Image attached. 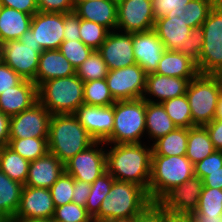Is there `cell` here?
I'll return each mask as SVG.
<instances>
[{
	"label": "cell",
	"mask_w": 222,
	"mask_h": 222,
	"mask_svg": "<svg viewBox=\"0 0 222 222\" xmlns=\"http://www.w3.org/2000/svg\"><path fill=\"white\" fill-rule=\"evenodd\" d=\"M113 145V146H112ZM107 171L115 180L132 182L148 194L152 146L145 143L106 144Z\"/></svg>",
	"instance_id": "obj_1"
},
{
	"label": "cell",
	"mask_w": 222,
	"mask_h": 222,
	"mask_svg": "<svg viewBox=\"0 0 222 222\" xmlns=\"http://www.w3.org/2000/svg\"><path fill=\"white\" fill-rule=\"evenodd\" d=\"M95 140L74 114H55L49 123L48 149L63 164L87 149Z\"/></svg>",
	"instance_id": "obj_2"
},
{
	"label": "cell",
	"mask_w": 222,
	"mask_h": 222,
	"mask_svg": "<svg viewBox=\"0 0 222 222\" xmlns=\"http://www.w3.org/2000/svg\"><path fill=\"white\" fill-rule=\"evenodd\" d=\"M150 203L148 194L142 187L132 182L114 180L93 220L102 222L106 219L137 216Z\"/></svg>",
	"instance_id": "obj_3"
},
{
	"label": "cell",
	"mask_w": 222,
	"mask_h": 222,
	"mask_svg": "<svg viewBox=\"0 0 222 222\" xmlns=\"http://www.w3.org/2000/svg\"><path fill=\"white\" fill-rule=\"evenodd\" d=\"M38 101L55 114H74L84 104V82L76 75L54 78L38 87Z\"/></svg>",
	"instance_id": "obj_4"
},
{
	"label": "cell",
	"mask_w": 222,
	"mask_h": 222,
	"mask_svg": "<svg viewBox=\"0 0 222 222\" xmlns=\"http://www.w3.org/2000/svg\"><path fill=\"white\" fill-rule=\"evenodd\" d=\"M195 175L194 164L185 156H151L148 197L156 202L170 188L183 184Z\"/></svg>",
	"instance_id": "obj_5"
},
{
	"label": "cell",
	"mask_w": 222,
	"mask_h": 222,
	"mask_svg": "<svg viewBox=\"0 0 222 222\" xmlns=\"http://www.w3.org/2000/svg\"><path fill=\"white\" fill-rule=\"evenodd\" d=\"M146 135L145 100H118L114 103V126L105 144L142 143Z\"/></svg>",
	"instance_id": "obj_6"
},
{
	"label": "cell",
	"mask_w": 222,
	"mask_h": 222,
	"mask_svg": "<svg viewBox=\"0 0 222 222\" xmlns=\"http://www.w3.org/2000/svg\"><path fill=\"white\" fill-rule=\"evenodd\" d=\"M221 92L222 77L220 75L199 73L189 82L186 96L192 121L196 126H204L215 118Z\"/></svg>",
	"instance_id": "obj_7"
},
{
	"label": "cell",
	"mask_w": 222,
	"mask_h": 222,
	"mask_svg": "<svg viewBox=\"0 0 222 222\" xmlns=\"http://www.w3.org/2000/svg\"><path fill=\"white\" fill-rule=\"evenodd\" d=\"M204 45L196 62L200 74L219 75L222 72V1L210 10L202 24Z\"/></svg>",
	"instance_id": "obj_8"
},
{
	"label": "cell",
	"mask_w": 222,
	"mask_h": 222,
	"mask_svg": "<svg viewBox=\"0 0 222 222\" xmlns=\"http://www.w3.org/2000/svg\"><path fill=\"white\" fill-rule=\"evenodd\" d=\"M44 50L36 44L31 29L19 40H10L4 44V63L23 79L34 81L38 69L40 54Z\"/></svg>",
	"instance_id": "obj_9"
},
{
	"label": "cell",
	"mask_w": 222,
	"mask_h": 222,
	"mask_svg": "<svg viewBox=\"0 0 222 222\" xmlns=\"http://www.w3.org/2000/svg\"><path fill=\"white\" fill-rule=\"evenodd\" d=\"M106 147L103 141H95L64 164L65 172L71 175L74 180L91 185L107 171Z\"/></svg>",
	"instance_id": "obj_10"
},
{
	"label": "cell",
	"mask_w": 222,
	"mask_h": 222,
	"mask_svg": "<svg viewBox=\"0 0 222 222\" xmlns=\"http://www.w3.org/2000/svg\"><path fill=\"white\" fill-rule=\"evenodd\" d=\"M50 112L39 102L10 117L9 139L48 138Z\"/></svg>",
	"instance_id": "obj_11"
},
{
	"label": "cell",
	"mask_w": 222,
	"mask_h": 222,
	"mask_svg": "<svg viewBox=\"0 0 222 222\" xmlns=\"http://www.w3.org/2000/svg\"><path fill=\"white\" fill-rule=\"evenodd\" d=\"M146 78L147 73L138 64H134L109 70L105 79L113 98L118 101L143 98Z\"/></svg>",
	"instance_id": "obj_12"
},
{
	"label": "cell",
	"mask_w": 222,
	"mask_h": 222,
	"mask_svg": "<svg viewBox=\"0 0 222 222\" xmlns=\"http://www.w3.org/2000/svg\"><path fill=\"white\" fill-rule=\"evenodd\" d=\"M203 187V179L194 175L183 184L170 188L156 203L167 212L193 214Z\"/></svg>",
	"instance_id": "obj_13"
},
{
	"label": "cell",
	"mask_w": 222,
	"mask_h": 222,
	"mask_svg": "<svg viewBox=\"0 0 222 222\" xmlns=\"http://www.w3.org/2000/svg\"><path fill=\"white\" fill-rule=\"evenodd\" d=\"M154 25L151 0H124L117 5V31L144 32L154 29Z\"/></svg>",
	"instance_id": "obj_14"
},
{
	"label": "cell",
	"mask_w": 222,
	"mask_h": 222,
	"mask_svg": "<svg viewBox=\"0 0 222 222\" xmlns=\"http://www.w3.org/2000/svg\"><path fill=\"white\" fill-rule=\"evenodd\" d=\"M98 52L109 70H115L136 64L132 33L110 31Z\"/></svg>",
	"instance_id": "obj_15"
},
{
	"label": "cell",
	"mask_w": 222,
	"mask_h": 222,
	"mask_svg": "<svg viewBox=\"0 0 222 222\" xmlns=\"http://www.w3.org/2000/svg\"><path fill=\"white\" fill-rule=\"evenodd\" d=\"M95 141H105L113 131L114 104L105 107L82 104L74 113Z\"/></svg>",
	"instance_id": "obj_16"
},
{
	"label": "cell",
	"mask_w": 222,
	"mask_h": 222,
	"mask_svg": "<svg viewBox=\"0 0 222 222\" xmlns=\"http://www.w3.org/2000/svg\"><path fill=\"white\" fill-rule=\"evenodd\" d=\"M64 14L38 11L33 15L30 29L36 44L43 50L59 49L64 39Z\"/></svg>",
	"instance_id": "obj_17"
},
{
	"label": "cell",
	"mask_w": 222,
	"mask_h": 222,
	"mask_svg": "<svg viewBox=\"0 0 222 222\" xmlns=\"http://www.w3.org/2000/svg\"><path fill=\"white\" fill-rule=\"evenodd\" d=\"M55 206L49 189L24 186L13 219H52Z\"/></svg>",
	"instance_id": "obj_18"
},
{
	"label": "cell",
	"mask_w": 222,
	"mask_h": 222,
	"mask_svg": "<svg viewBox=\"0 0 222 222\" xmlns=\"http://www.w3.org/2000/svg\"><path fill=\"white\" fill-rule=\"evenodd\" d=\"M132 43L136 64L147 74L155 73L166 50L155 30L132 33Z\"/></svg>",
	"instance_id": "obj_19"
},
{
	"label": "cell",
	"mask_w": 222,
	"mask_h": 222,
	"mask_svg": "<svg viewBox=\"0 0 222 222\" xmlns=\"http://www.w3.org/2000/svg\"><path fill=\"white\" fill-rule=\"evenodd\" d=\"M183 12L182 9L169 12L155 20L154 30L166 50H178L181 45H186L192 28L188 26Z\"/></svg>",
	"instance_id": "obj_20"
},
{
	"label": "cell",
	"mask_w": 222,
	"mask_h": 222,
	"mask_svg": "<svg viewBox=\"0 0 222 222\" xmlns=\"http://www.w3.org/2000/svg\"><path fill=\"white\" fill-rule=\"evenodd\" d=\"M192 79L168 77L157 73L147 74L143 99L151 103H162L168 99L182 96L186 94L187 87ZM151 97L153 98L151 99Z\"/></svg>",
	"instance_id": "obj_21"
},
{
	"label": "cell",
	"mask_w": 222,
	"mask_h": 222,
	"mask_svg": "<svg viewBox=\"0 0 222 222\" xmlns=\"http://www.w3.org/2000/svg\"><path fill=\"white\" fill-rule=\"evenodd\" d=\"M37 101V85L31 80L24 79L19 85L0 94V111L11 117L27 110Z\"/></svg>",
	"instance_id": "obj_22"
},
{
	"label": "cell",
	"mask_w": 222,
	"mask_h": 222,
	"mask_svg": "<svg viewBox=\"0 0 222 222\" xmlns=\"http://www.w3.org/2000/svg\"><path fill=\"white\" fill-rule=\"evenodd\" d=\"M65 171L64 164L53 154L30 161L24 186L49 189Z\"/></svg>",
	"instance_id": "obj_23"
},
{
	"label": "cell",
	"mask_w": 222,
	"mask_h": 222,
	"mask_svg": "<svg viewBox=\"0 0 222 222\" xmlns=\"http://www.w3.org/2000/svg\"><path fill=\"white\" fill-rule=\"evenodd\" d=\"M76 74V70L68 59L58 50H44L40 54L35 80L37 87L43 82Z\"/></svg>",
	"instance_id": "obj_24"
},
{
	"label": "cell",
	"mask_w": 222,
	"mask_h": 222,
	"mask_svg": "<svg viewBox=\"0 0 222 222\" xmlns=\"http://www.w3.org/2000/svg\"><path fill=\"white\" fill-rule=\"evenodd\" d=\"M74 12L80 19L93 21L104 26L109 31L117 27V4L110 0H93L74 2Z\"/></svg>",
	"instance_id": "obj_25"
},
{
	"label": "cell",
	"mask_w": 222,
	"mask_h": 222,
	"mask_svg": "<svg viewBox=\"0 0 222 222\" xmlns=\"http://www.w3.org/2000/svg\"><path fill=\"white\" fill-rule=\"evenodd\" d=\"M155 73L168 77L194 78L199 71L196 61L191 57L177 50H165Z\"/></svg>",
	"instance_id": "obj_26"
},
{
	"label": "cell",
	"mask_w": 222,
	"mask_h": 222,
	"mask_svg": "<svg viewBox=\"0 0 222 222\" xmlns=\"http://www.w3.org/2000/svg\"><path fill=\"white\" fill-rule=\"evenodd\" d=\"M33 16L17 9L1 6L0 39L5 43L19 38L30 29Z\"/></svg>",
	"instance_id": "obj_27"
},
{
	"label": "cell",
	"mask_w": 222,
	"mask_h": 222,
	"mask_svg": "<svg viewBox=\"0 0 222 222\" xmlns=\"http://www.w3.org/2000/svg\"><path fill=\"white\" fill-rule=\"evenodd\" d=\"M24 185L0 170V222H11L19 207Z\"/></svg>",
	"instance_id": "obj_28"
},
{
	"label": "cell",
	"mask_w": 222,
	"mask_h": 222,
	"mask_svg": "<svg viewBox=\"0 0 222 222\" xmlns=\"http://www.w3.org/2000/svg\"><path fill=\"white\" fill-rule=\"evenodd\" d=\"M145 124L146 138L156 141L157 139L174 131L177 126L166 113L161 103H151L145 100Z\"/></svg>",
	"instance_id": "obj_29"
},
{
	"label": "cell",
	"mask_w": 222,
	"mask_h": 222,
	"mask_svg": "<svg viewBox=\"0 0 222 222\" xmlns=\"http://www.w3.org/2000/svg\"><path fill=\"white\" fill-rule=\"evenodd\" d=\"M193 215L201 222H221L222 189L203 187L198 206Z\"/></svg>",
	"instance_id": "obj_30"
},
{
	"label": "cell",
	"mask_w": 222,
	"mask_h": 222,
	"mask_svg": "<svg viewBox=\"0 0 222 222\" xmlns=\"http://www.w3.org/2000/svg\"><path fill=\"white\" fill-rule=\"evenodd\" d=\"M188 128L177 127L174 131L153 141L152 155L181 156L186 155Z\"/></svg>",
	"instance_id": "obj_31"
},
{
	"label": "cell",
	"mask_w": 222,
	"mask_h": 222,
	"mask_svg": "<svg viewBox=\"0 0 222 222\" xmlns=\"http://www.w3.org/2000/svg\"><path fill=\"white\" fill-rule=\"evenodd\" d=\"M215 151L209 133L204 126L188 129L186 157L195 165Z\"/></svg>",
	"instance_id": "obj_32"
},
{
	"label": "cell",
	"mask_w": 222,
	"mask_h": 222,
	"mask_svg": "<svg viewBox=\"0 0 222 222\" xmlns=\"http://www.w3.org/2000/svg\"><path fill=\"white\" fill-rule=\"evenodd\" d=\"M30 161L17 154L8 145L0 148V170L10 179L25 185Z\"/></svg>",
	"instance_id": "obj_33"
},
{
	"label": "cell",
	"mask_w": 222,
	"mask_h": 222,
	"mask_svg": "<svg viewBox=\"0 0 222 222\" xmlns=\"http://www.w3.org/2000/svg\"><path fill=\"white\" fill-rule=\"evenodd\" d=\"M161 104L177 127L189 129L196 126L192 121L191 109L186 94L168 99Z\"/></svg>",
	"instance_id": "obj_34"
},
{
	"label": "cell",
	"mask_w": 222,
	"mask_h": 222,
	"mask_svg": "<svg viewBox=\"0 0 222 222\" xmlns=\"http://www.w3.org/2000/svg\"><path fill=\"white\" fill-rule=\"evenodd\" d=\"M8 146L28 161L45 156L48 152V138L9 139Z\"/></svg>",
	"instance_id": "obj_35"
},
{
	"label": "cell",
	"mask_w": 222,
	"mask_h": 222,
	"mask_svg": "<svg viewBox=\"0 0 222 222\" xmlns=\"http://www.w3.org/2000/svg\"><path fill=\"white\" fill-rule=\"evenodd\" d=\"M114 180V177L106 171L91 184L85 208L92 219L99 213L101 202L110 192Z\"/></svg>",
	"instance_id": "obj_36"
},
{
	"label": "cell",
	"mask_w": 222,
	"mask_h": 222,
	"mask_svg": "<svg viewBox=\"0 0 222 222\" xmlns=\"http://www.w3.org/2000/svg\"><path fill=\"white\" fill-rule=\"evenodd\" d=\"M115 102L106 79H96L84 83V104L105 107L113 105Z\"/></svg>",
	"instance_id": "obj_37"
},
{
	"label": "cell",
	"mask_w": 222,
	"mask_h": 222,
	"mask_svg": "<svg viewBox=\"0 0 222 222\" xmlns=\"http://www.w3.org/2000/svg\"><path fill=\"white\" fill-rule=\"evenodd\" d=\"M108 67L98 50H94L90 56L76 69V75L85 83L96 79H105Z\"/></svg>",
	"instance_id": "obj_38"
},
{
	"label": "cell",
	"mask_w": 222,
	"mask_h": 222,
	"mask_svg": "<svg viewBox=\"0 0 222 222\" xmlns=\"http://www.w3.org/2000/svg\"><path fill=\"white\" fill-rule=\"evenodd\" d=\"M109 30L98 23L80 19V40L93 50H98L109 34Z\"/></svg>",
	"instance_id": "obj_39"
},
{
	"label": "cell",
	"mask_w": 222,
	"mask_h": 222,
	"mask_svg": "<svg viewBox=\"0 0 222 222\" xmlns=\"http://www.w3.org/2000/svg\"><path fill=\"white\" fill-rule=\"evenodd\" d=\"M219 0H191L185 6L184 16L187 18L188 26L192 29L202 26L210 10Z\"/></svg>",
	"instance_id": "obj_40"
},
{
	"label": "cell",
	"mask_w": 222,
	"mask_h": 222,
	"mask_svg": "<svg viewBox=\"0 0 222 222\" xmlns=\"http://www.w3.org/2000/svg\"><path fill=\"white\" fill-rule=\"evenodd\" d=\"M58 50L68 59L75 70L94 51L92 48L86 46L81 40L63 41Z\"/></svg>",
	"instance_id": "obj_41"
},
{
	"label": "cell",
	"mask_w": 222,
	"mask_h": 222,
	"mask_svg": "<svg viewBox=\"0 0 222 222\" xmlns=\"http://www.w3.org/2000/svg\"><path fill=\"white\" fill-rule=\"evenodd\" d=\"M74 178L65 171L49 188L55 207L72 202Z\"/></svg>",
	"instance_id": "obj_42"
},
{
	"label": "cell",
	"mask_w": 222,
	"mask_h": 222,
	"mask_svg": "<svg viewBox=\"0 0 222 222\" xmlns=\"http://www.w3.org/2000/svg\"><path fill=\"white\" fill-rule=\"evenodd\" d=\"M52 221L94 222L86 208L74 202L55 207Z\"/></svg>",
	"instance_id": "obj_43"
},
{
	"label": "cell",
	"mask_w": 222,
	"mask_h": 222,
	"mask_svg": "<svg viewBox=\"0 0 222 222\" xmlns=\"http://www.w3.org/2000/svg\"><path fill=\"white\" fill-rule=\"evenodd\" d=\"M204 45V32L202 26L191 29L186 45H181L178 52L191 57L194 61L199 60Z\"/></svg>",
	"instance_id": "obj_44"
},
{
	"label": "cell",
	"mask_w": 222,
	"mask_h": 222,
	"mask_svg": "<svg viewBox=\"0 0 222 222\" xmlns=\"http://www.w3.org/2000/svg\"><path fill=\"white\" fill-rule=\"evenodd\" d=\"M38 10L46 13H70L75 10L74 0H36Z\"/></svg>",
	"instance_id": "obj_45"
},
{
	"label": "cell",
	"mask_w": 222,
	"mask_h": 222,
	"mask_svg": "<svg viewBox=\"0 0 222 222\" xmlns=\"http://www.w3.org/2000/svg\"><path fill=\"white\" fill-rule=\"evenodd\" d=\"M153 14L156 19L164 17L169 12L184 10L191 0H151Z\"/></svg>",
	"instance_id": "obj_46"
},
{
	"label": "cell",
	"mask_w": 222,
	"mask_h": 222,
	"mask_svg": "<svg viewBox=\"0 0 222 222\" xmlns=\"http://www.w3.org/2000/svg\"><path fill=\"white\" fill-rule=\"evenodd\" d=\"M222 167V151L215 150L202 161L194 165L195 175L205 178V171H215Z\"/></svg>",
	"instance_id": "obj_47"
},
{
	"label": "cell",
	"mask_w": 222,
	"mask_h": 222,
	"mask_svg": "<svg viewBox=\"0 0 222 222\" xmlns=\"http://www.w3.org/2000/svg\"><path fill=\"white\" fill-rule=\"evenodd\" d=\"M79 28L80 18L78 15L74 11L70 13H64L63 41L80 40Z\"/></svg>",
	"instance_id": "obj_48"
},
{
	"label": "cell",
	"mask_w": 222,
	"mask_h": 222,
	"mask_svg": "<svg viewBox=\"0 0 222 222\" xmlns=\"http://www.w3.org/2000/svg\"><path fill=\"white\" fill-rule=\"evenodd\" d=\"M135 222H166V211L156 202H151L139 215Z\"/></svg>",
	"instance_id": "obj_49"
},
{
	"label": "cell",
	"mask_w": 222,
	"mask_h": 222,
	"mask_svg": "<svg viewBox=\"0 0 222 222\" xmlns=\"http://www.w3.org/2000/svg\"><path fill=\"white\" fill-rule=\"evenodd\" d=\"M24 79L12 68L3 63L0 65V94L11 87L19 85Z\"/></svg>",
	"instance_id": "obj_50"
},
{
	"label": "cell",
	"mask_w": 222,
	"mask_h": 222,
	"mask_svg": "<svg viewBox=\"0 0 222 222\" xmlns=\"http://www.w3.org/2000/svg\"><path fill=\"white\" fill-rule=\"evenodd\" d=\"M0 3L1 6L17 9L32 16L39 11L36 0H0Z\"/></svg>",
	"instance_id": "obj_51"
},
{
	"label": "cell",
	"mask_w": 222,
	"mask_h": 222,
	"mask_svg": "<svg viewBox=\"0 0 222 222\" xmlns=\"http://www.w3.org/2000/svg\"><path fill=\"white\" fill-rule=\"evenodd\" d=\"M209 133L214 149L222 151V119H213L204 125Z\"/></svg>",
	"instance_id": "obj_52"
},
{
	"label": "cell",
	"mask_w": 222,
	"mask_h": 222,
	"mask_svg": "<svg viewBox=\"0 0 222 222\" xmlns=\"http://www.w3.org/2000/svg\"><path fill=\"white\" fill-rule=\"evenodd\" d=\"M90 189V184L79 180H74L72 202L85 207L90 194Z\"/></svg>",
	"instance_id": "obj_53"
},
{
	"label": "cell",
	"mask_w": 222,
	"mask_h": 222,
	"mask_svg": "<svg viewBox=\"0 0 222 222\" xmlns=\"http://www.w3.org/2000/svg\"><path fill=\"white\" fill-rule=\"evenodd\" d=\"M204 187L222 189V167L215 171H205Z\"/></svg>",
	"instance_id": "obj_54"
},
{
	"label": "cell",
	"mask_w": 222,
	"mask_h": 222,
	"mask_svg": "<svg viewBox=\"0 0 222 222\" xmlns=\"http://www.w3.org/2000/svg\"><path fill=\"white\" fill-rule=\"evenodd\" d=\"M10 116L0 111V148L9 144Z\"/></svg>",
	"instance_id": "obj_55"
},
{
	"label": "cell",
	"mask_w": 222,
	"mask_h": 222,
	"mask_svg": "<svg viewBox=\"0 0 222 222\" xmlns=\"http://www.w3.org/2000/svg\"><path fill=\"white\" fill-rule=\"evenodd\" d=\"M166 222H194L193 214H175L166 211Z\"/></svg>",
	"instance_id": "obj_56"
},
{
	"label": "cell",
	"mask_w": 222,
	"mask_h": 222,
	"mask_svg": "<svg viewBox=\"0 0 222 222\" xmlns=\"http://www.w3.org/2000/svg\"><path fill=\"white\" fill-rule=\"evenodd\" d=\"M214 119H222V92H221L220 97L218 99Z\"/></svg>",
	"instance_id": "obj_57"
},
{
	"label": "cell",
	"mask_w": 222,
	"mask_h": 222,
	"mask_svg": "<svg viewBox=\"0 0 222 222\" xmlns=\"http://www.w3.org/2000/svg\"><path fill=\"white\" fill-rule=\"evenodd\" d=\"M11 222H52V219H40V218L13 219Z\"/></svg>",
	"instance_id": "obj_58"
},
{
	"label": "cell",
	"mask_w": 222,
	"mask_h": 222,
	"mask_svg": "<svg viewBox=\"0 0 222 222\" xmlns=\"http://www.w3.org/2000/svg\"><path fill=\"white\" fill-rule=\"evenodd\" d=\"M102 222H135V216L127 218L106 219Z\"/></svg>",
	"instance_id": "obj_59"
},
{
	"label": "cell",
	"mask_w": 222,
	"mask_h": 222,
	"mask_svg": "<svg viewBox=\"0 0 222 222\" xmlns=\"http://www.w3.org/2000/svg\"><path fill=\"white\" fill-rule=\"evenodd\" d=\"M4 42L0 39V65L4 63Z\"/></svg>",
	"instance_id": "obj_60"
},
{
	"label": "cell",
	"mask_w": 222,
	"mask_h": 222,
	"mask_svg": "<svg viewBox=\"0 0 222 222\" xmlns=\"http://www.w3.org/2000/svg\"><path fill=\"white\" fill-rule=\"evenodd\" d=\"M110 1H112L113 3L118 5L119 3L123 2L124 0H110Z\"/></svg>",
	"instance_id": "obj_61"
},
{
	"label": "cell",
	"mask_w": 222,
	"mask_h": 222,
	"mask_svg": "<svg viewBox=\"0 0 222 222\" xmlns=\"http://www.w3.org/2000/svg\"><path fill=\"white\" fill-rule=\"evenodd\" d=\"M86 1H93V0H74V2H86Z\"/></svg>",
	"instance_id": "obj_62"
},
{
	"label": "cell",
	"mask_w": 222,
	"mask_h": 222,
	"mask_svg": "<svg viewBox=\"0 0 222 222\" xmlns=\"http://www.w3.org/2000/svg\"><path fill=\"white\" fill-rule=\"evenodd\" d=\"M194 222H201L198 218H194Z\"/></svg>",
	"instance_id": "obj_63"
}]
</instances>
